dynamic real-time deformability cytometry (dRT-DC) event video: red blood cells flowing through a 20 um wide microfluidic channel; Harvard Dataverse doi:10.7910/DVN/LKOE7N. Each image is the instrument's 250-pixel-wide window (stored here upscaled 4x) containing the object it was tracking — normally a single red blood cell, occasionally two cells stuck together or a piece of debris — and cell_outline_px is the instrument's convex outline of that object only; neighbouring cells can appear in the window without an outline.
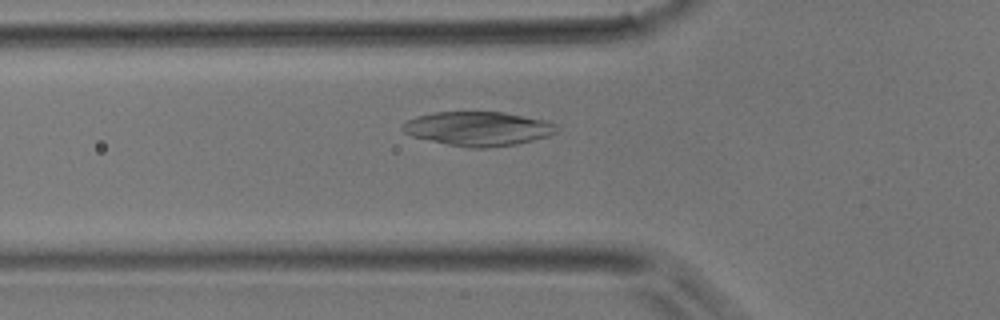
{"species": "common noctule bat (a hibernating species)", "species_latin": "Nyctalus noctula", "temperature_condition": "room temperature", "stored_images_in_passage": 33, "camera_frame_rate_fps": 3000, "um_per_image_px": 0.085, "animal": {"sex": "male", "body_mass_g": 17.9}, "frame": {"image": 1, "passage_image": 5, "time_ms": 1.333, "image_size_px": [1000, 320], "cell_outline_px": [[560, 128], [556, 132], [548, 136], [516, 144], [484, 148], [468, 148], [448, 144], [412, 136], [404, 132], [400, 128], [400, 124], [416, 116], [432, 112], [504, 112], [544, 120], [556, 124]], "centroid_in_image_um": [40.62, 10.93], "position_along_channel_um": 85.2, "area_um2": 30.69}}
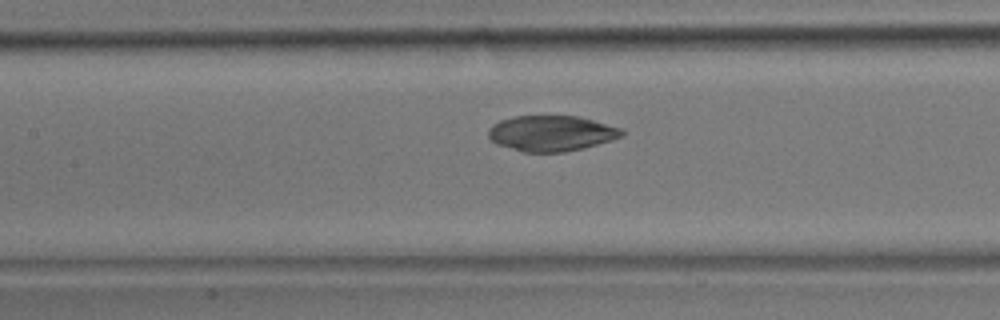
{"frame": {"image": 2, "passage_image": 10, "time_ms": 3.0, "image_size_px": [1000, 320], "cell_outline_px": [[624, 136], [612, 140], [584, 148], [564, 152], [524, 152], [496, 144], [488, 136], [488, 128], [492, 124], [500, 120], [516, 116], [576, 116], [624, 128]], "centroid_in_image_um": [46.88, 11.33], "position_along_channel_um": 160.5, "area_um2": 27.8}}
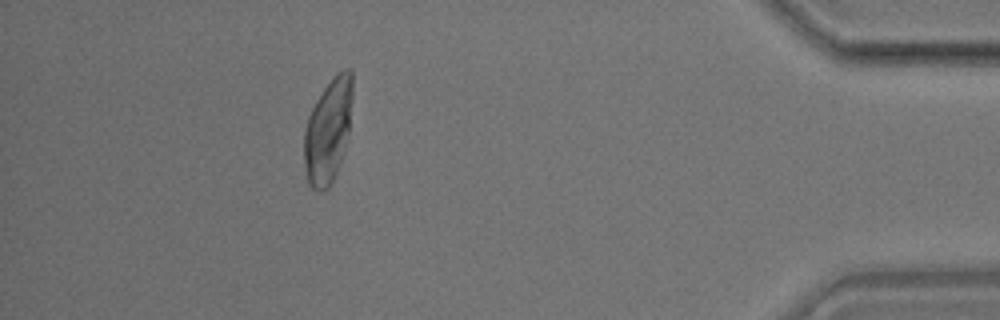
{"frame": {"image": 3, "passage_image": 30, "time_ms": 9.667, "image_size_px": [1000, 320], "cell_outline_px": [[352, 100], [348, 140], [340, 164], [332, 184], [324, 192], [316, 192], [308, 184], [304, 168], [304, 128], [308, 116], [316, 100], [324, 88], [336, 72], [344, 68], [352, 68]], "centroid_in_image_um": [27.89, 11.15], "position_along_channel_um": 407.3, "area_um2": 30.11}}